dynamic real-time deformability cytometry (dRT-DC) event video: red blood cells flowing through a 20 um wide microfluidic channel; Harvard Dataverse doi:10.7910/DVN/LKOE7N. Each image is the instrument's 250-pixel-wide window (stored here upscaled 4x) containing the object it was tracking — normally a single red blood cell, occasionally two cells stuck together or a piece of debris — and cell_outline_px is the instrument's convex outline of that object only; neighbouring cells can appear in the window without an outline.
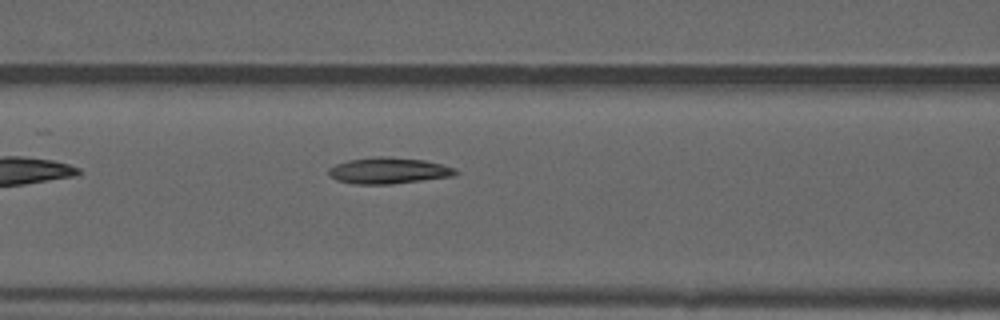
{"species": "common noctule bat (a hibernating species)", "species_latin": "Nyctalus noctula", "temperature_condition": "warm", "stored_images_in_passage": 8, "camera_frame_rate_fps": 3000, "um_per_image_px": 0.085, "animal": {"sex": "male", "forearm_length_mm": 52.5}, "frame": {"image": 1, "passage_image": 7, "time_ms": 2.0, "image_size_px": [1000, 320], "cell_outline_px": [[460, 172], [452, 176], [392, 184], [352, 184], [336, 180], [328, 172], [328, 168], [336, 164], [348, 160], [376, 156], [380, 156], [424, 160], [456, 168]], "centroid_in_image_um": [33.01, 14.5], "position_along_channel_um": 133.6, "area_um2": 19.31}}